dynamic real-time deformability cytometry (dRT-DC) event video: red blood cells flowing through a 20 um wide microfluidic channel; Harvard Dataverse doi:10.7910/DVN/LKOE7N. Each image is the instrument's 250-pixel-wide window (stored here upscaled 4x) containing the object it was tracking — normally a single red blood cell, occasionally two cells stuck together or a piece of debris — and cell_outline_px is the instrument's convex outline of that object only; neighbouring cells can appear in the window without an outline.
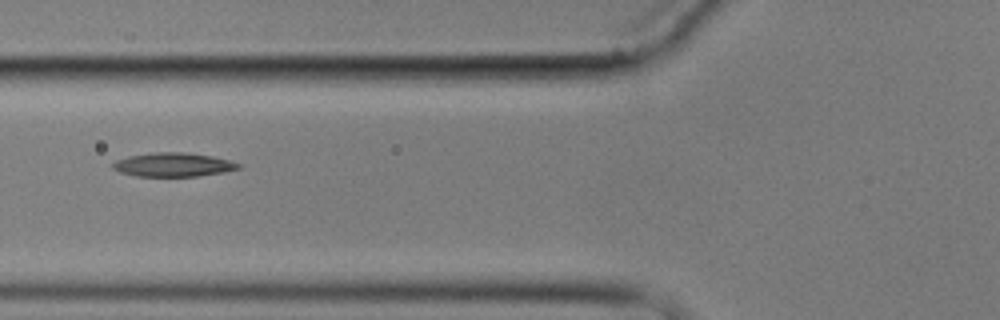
{"species": "common noctule bat (a hibernating species)", "species_latin": "Nyctalus noctula", "temperature_condition": "cold", "stored_images_in_passage": 3, "camera_frame_rate_fps": 3000, "um_per_image_px": 0.085, "animal": {"sex": "male", "body_mass_g": 17.9}, "frame": {"image": 1, "passage_image": 2, "time_ms": 1.0, "image_size_px": [1000, 320], "cell_outline_px": [[240, 168], [224, 172], [196, 176], [136, 176], [120, 172], [112, 168], [112, 164], [116, 160], [128, 156], [152, 152], [184, 152], [212, 156], [228, 160], [240, 164]], "centroid_in_image_um": [14.69, 13.99], "position_along_channel_um": 111.1, "area_um2": 17.4}}
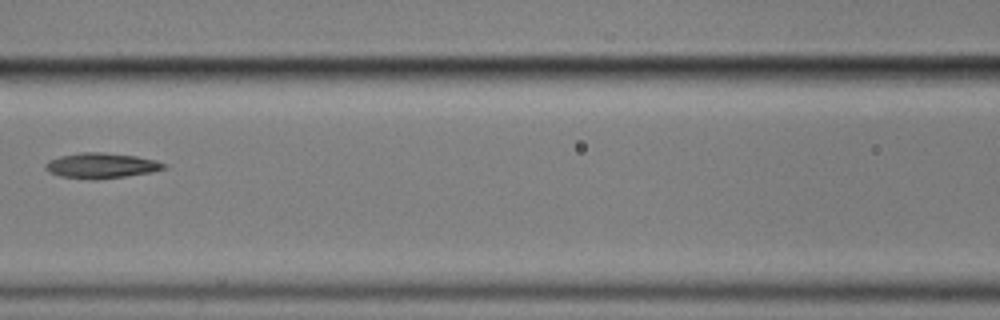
{"frame": {"image": 2, "passage_image": 3, "time_ms": 2.333, "image_size_px": [1000, 320], "cell_outline_px": [[168, 168], [152, 172], [96, 180], [88, 180], [60, 176], [48, 172], [44, 168], [44, 164], [48, 160], [60, 156], [80, 152], [104, 152], [136, 156], [156, 160], [168, 164]], "centroid_in_image_um": [8.6, 14.08], "position_along_channel_um": 158.0, "area_um2": 17.8}}